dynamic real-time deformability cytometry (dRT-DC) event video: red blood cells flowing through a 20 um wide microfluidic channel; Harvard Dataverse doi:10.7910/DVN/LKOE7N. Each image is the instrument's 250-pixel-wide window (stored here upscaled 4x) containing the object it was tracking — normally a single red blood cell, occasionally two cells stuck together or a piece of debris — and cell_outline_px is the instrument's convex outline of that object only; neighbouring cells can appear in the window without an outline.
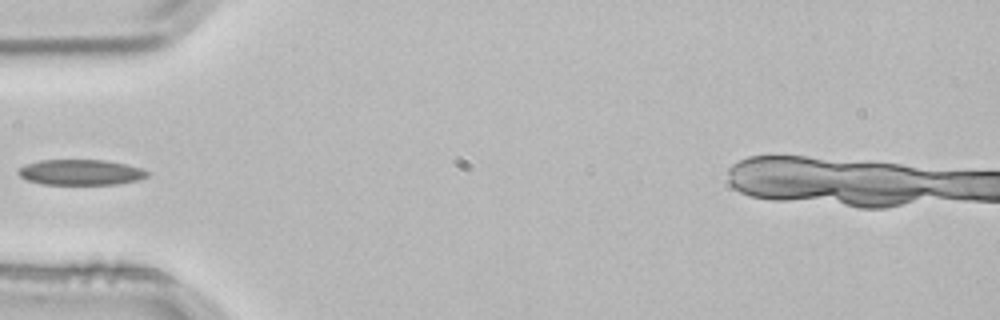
{"species": "common noctule bat (a hibernating species)", "species_latin": "Nyctalus noctula", "temperature_condition": "room temperature", "stored_images_in_passage": 3, "camera_frame_rate_fps": 3000, "um_per_image_px": 0.085, "animal": {"sex": "male", "body_mass_g": 21.5, "forearm_length_mm": 52.0}, "frame": {"image": 1, "passage_image": 3, "time_ms": 0.667, "image_size_px": [1000, 320], "cell_outline_px": [[148, 176], [136, 180], [116, 184], [44, 184], [28, 180], [20, 176], [16, 172], [16, 168], [24, 164], [40, 160], [104, 160], [124, 164], [140, 168], [148, 172]], "centroid_in_image_um": [6.78, 14.64], "position_along_channel_um": 78.2, "area_um2": 19.07}}